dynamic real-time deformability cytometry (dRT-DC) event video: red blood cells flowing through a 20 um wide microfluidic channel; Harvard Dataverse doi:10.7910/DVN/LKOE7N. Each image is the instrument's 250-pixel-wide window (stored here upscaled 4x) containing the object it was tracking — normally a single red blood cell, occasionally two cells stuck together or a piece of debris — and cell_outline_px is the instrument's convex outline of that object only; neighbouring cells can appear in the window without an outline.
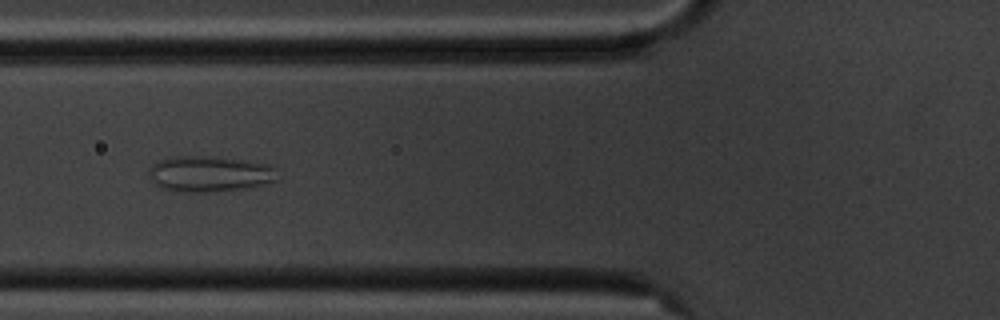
{"species": "common noctule bat (a hibernating species)", "species_latin": "Nyctalus noctula", "temperature_condition": "cold", "stored_images_in_passage": 8, "camera_frame_rate_fps": 3000, "um_per_image_px": 0.085, "animal": {"sex": "male", "body_mass_g": 20.1, "forearm_length_mm": 53.5}, "frame": {"image": 1, "passage_image": 6, "time_ms": 6.667, "image_size_px": [1000, 320], "cell_outline_px": [[276, 180], [244, 188], [212, 192], [184, 192], [160, 188], [148, 180], [148, 168], [152, 164], [168, 156], [212, 156], [272, 164], [276, 168]], "centroid_in_image_um": [17.73, 14.77], "position_along_channel_um": 108.1, "area_um2": 27.17}}